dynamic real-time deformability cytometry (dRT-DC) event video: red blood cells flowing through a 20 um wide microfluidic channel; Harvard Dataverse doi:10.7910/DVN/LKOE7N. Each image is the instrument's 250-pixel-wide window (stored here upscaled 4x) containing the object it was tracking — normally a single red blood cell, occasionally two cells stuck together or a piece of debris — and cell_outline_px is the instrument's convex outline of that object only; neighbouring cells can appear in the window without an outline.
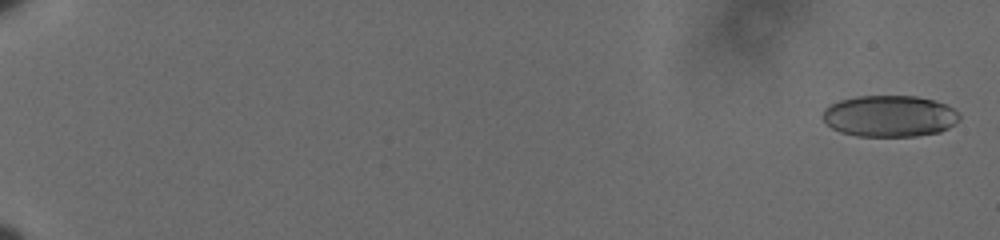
{"species": "human", "species_latin": "Homo sapiens", "temperature_condition": "cold", "stored_images_in_passage": 61, "camera_frame_rate_fps": 3000, "um_per_image_px": 0.085, "donor": {"sex": "male"}, "frame": {"image": 1, "passage_image": 2, "time_ms": 0.333, "image_size_px": [1000, 240], "cell_outline_px": [[960, 120], [948, 128], [940, 132], [916, 136], [856, 136], [840, 132], [832, 128], [820, 116], [824, 108], [840, 100], [856, 96], [916, 96], [936, 100], [960, 112]], "centroid_in_image_um": [75.62, 9.87], "position_along_channel_um": 9.4, "area_um2": 33.29}}
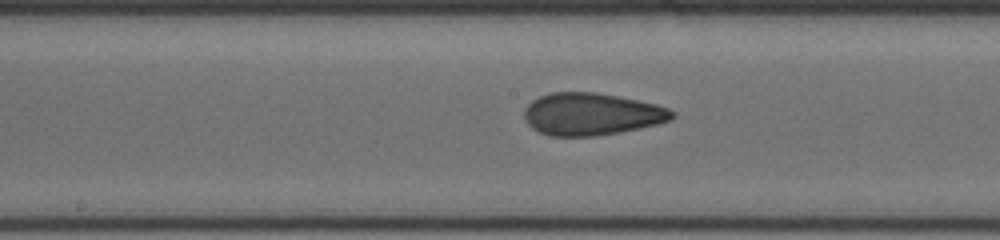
{"frame": {"image": 2, "passage_image": 36, "time_ms": 11.667, "image_size_px": [1000, 240], "cell_outline_px": [[676, 116], [672, 120], [660, 124], [620, 132], [596, 136], [548, 136], [532, 128], [524, 120], [524, 108], [532, 100], [540, 96], [552, 92], [596, 92], [656, 104], [668, 108], [676, 112]], "centroid_in_image_um": [50.29, 9.71], "position_along_channel_um": 197.9, "area_um2": 36.7}}
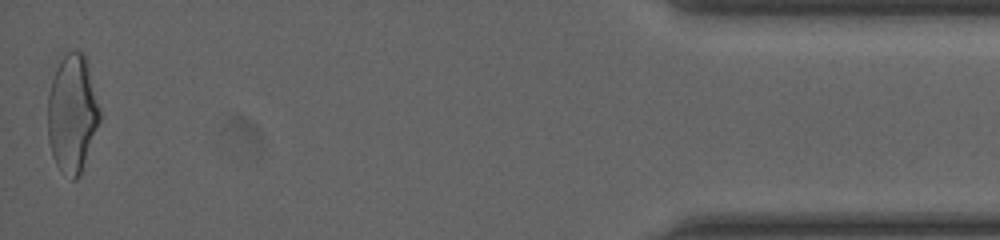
{"frame": {"image": 3, "passage_image": 61, "time_ms": 20.0, "image_size_px": [1000, 240], "cell_outline_px": [[100, 120], [80, 176], [76, 180], [72, 180], [56, 164], [52, 156], [48, 140], [48, 96], [52, 80], [60, 52], [84, 52], [100, 112]], "centroid_in_image_um": [6.12, 9.64], "position_along_channel_um": 429.1, "area_um2": 35.66}, "authors_computed_cell_mechanics": {"area_um2": 34.7956, "velocity_mm_per_s": 3.6194, "shape_relaxation_time_tau1_ms": 7.4931, "shape_relaxation_time_tau2_ms": 1.6491, "deformation_change_tau1": 0.1813, "deformation_change_tau2": 0.094}}